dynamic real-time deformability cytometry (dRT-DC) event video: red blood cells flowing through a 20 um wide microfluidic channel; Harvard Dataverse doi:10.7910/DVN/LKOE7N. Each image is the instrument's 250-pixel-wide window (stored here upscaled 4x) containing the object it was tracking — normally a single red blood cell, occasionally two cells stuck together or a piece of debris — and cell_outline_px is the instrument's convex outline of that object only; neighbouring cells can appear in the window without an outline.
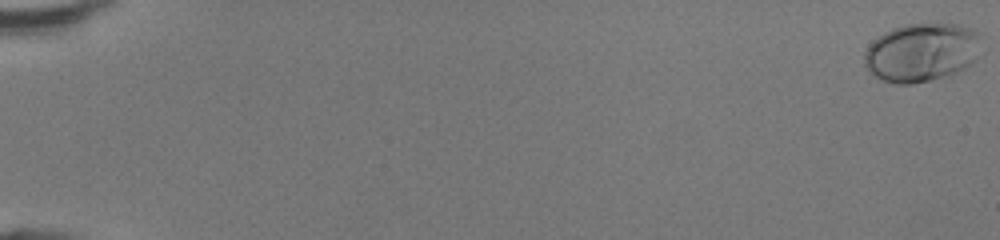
{"species": "human", "species_latin": "Homo sapiens", "temperature_condition": "room temperature", "stored_images_in_passage": 49, "camera_frame_rate_fps": 3000, "um_per_image_px": 0.085, "donor": {"sex": "female"}, "frame": {"image": 1, "passage_image": 1, "time_ms": 0.0, "image_size_px": [1000, 240], "cell_outline_px": [[980, 36], [976, 60], [972, 64], [948, 76], [932, 80], [912, 84], [896, 84], [884, 80], [876, 76], [864, 64], [864, 52], [884, 32], [892, 28], [904, 24], [960, 24], [972, 28], [980, 32]], "centroid_in_image_um": [78.37, 4.45], "position_along_channel_um": 6.6, "area_um2": 39.82}}
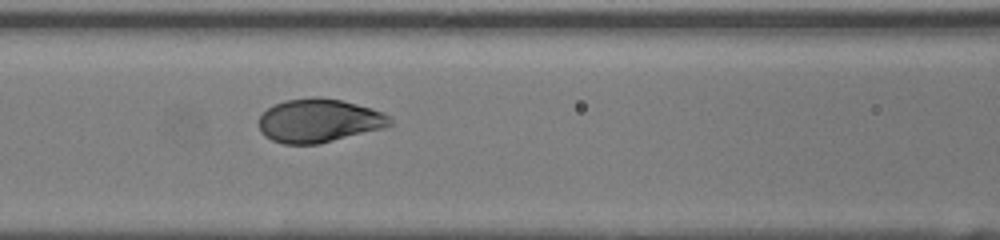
{"frame": {"image": 2, "passage_image": 24, "time_ms": 7.667, "image_size_px": [1000, 240], "cell_outline_px": [[392, 124], [384, 128], [320, 144], [284, 144], [272, 140], [264, 136], [260, 132], [260, 116], [268, 108], [284, 100], [312, 96], [320, 96], [340, 100], [372, 108], [384, 112], [392, 120]], "centroid_in_image_um": [27.12, 10.25], "position_along_channel_um": 139.5, "area_um2": 33.47}}
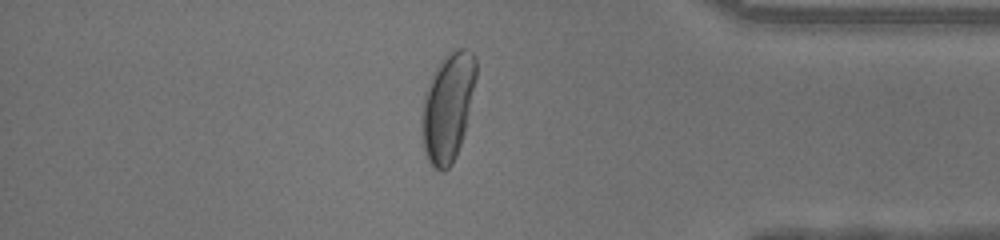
{"frame": {"image": 3, "passage_image": 43, "time_ms": 14.0, "image_size_px": [1000, 240], "cell_outline_px": [[476, 76], [464, 132], [456, 156], [452, 164], [444, 172], [440, 172], [428, 160], [424, 152], [420, 128], [420, 116], [424, 92], [440, 60], [448, 52], [456, 48], [464, 48], [472, 52], [476, 60]], "centroid_in_image_um": [38.03, 9.1], "position_along_channel_um": 397.2, "area_um2": 34.39}, "authors_computed_cell_mechanics": {"area_um2": 34.68, "velocity_mm_per_s": 4.3672, "shape_relaxation_time_tau1_ms": 2.9466, "shape_relaxation_time_tau2_ms": null, "deformation_change_tau1": 0.1809, "deformation_change_tau2": null}}